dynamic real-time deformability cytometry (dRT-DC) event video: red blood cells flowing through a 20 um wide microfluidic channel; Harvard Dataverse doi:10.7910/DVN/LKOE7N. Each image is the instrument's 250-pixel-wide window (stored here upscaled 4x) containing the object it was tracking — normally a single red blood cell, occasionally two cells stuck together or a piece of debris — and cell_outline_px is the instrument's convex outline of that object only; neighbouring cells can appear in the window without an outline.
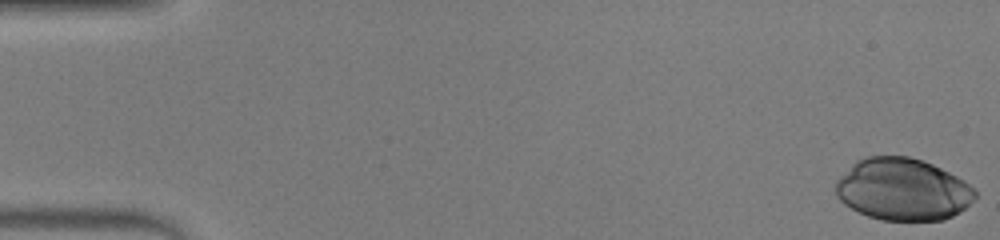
{"species": "human", "species_latin": "Homo sapiens", "temperature_condition": "warm", "stored_images_in_passage": 48, "camera_frame_rate_fps": 3000, "um_per_image_px": 0.085, "donor": {"sex": "male"}, "frame": {"image": 1, "passage_image": 1, "time_ms": 0.0, "image_size_px": [1000, 240], "cell_outline_px": [[976, 196], [960, 212], [944, 220], [880, 220], [868, 216], [844, 204], [836, 196], [836, 180], [856, 160], [868, 156], [908, 156], [932, 164], [964, 180], [976, 192]], "centroid_in_image_um": [76.71, 16.1], "position_along_channel_um": 8.3, "area_um2": 50.17}}
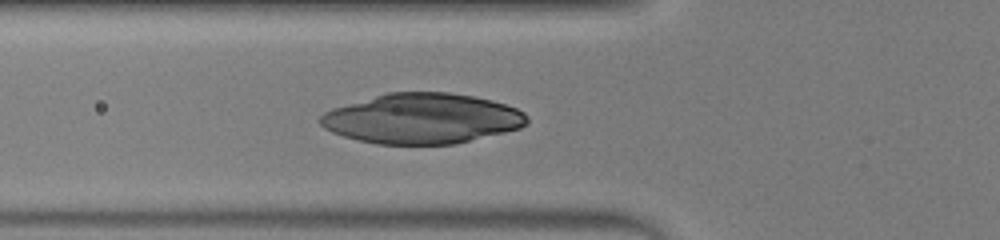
{"frame": {"image": 2, "passage_image": 18, "time_ms": 5.667, "image_size_px": [1000, 240], "cell_outline_px": [[528, 120], [520, 128], [456, 144], [376, 144], [344, 136], [332, 132], [324, 128], [316, 120], [324, 112], [332, 108], [388, 92], [448, 92], [472, 96], [492, 100], [516, 108], [524, 112], [528, 116]], "centroid_in_image_um": [35.86, 10.08], "position_along_channel_um": 89.9, "area_um2": 60.4}}
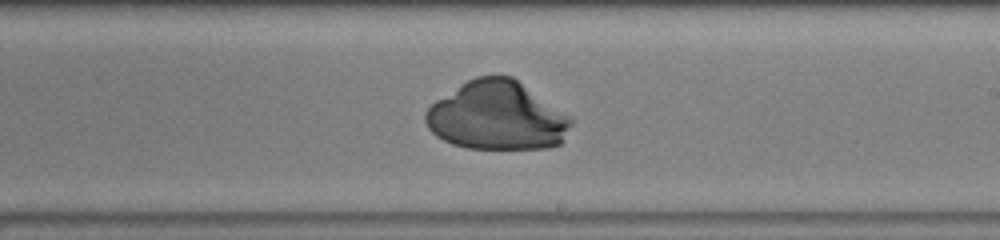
{"frame": {"image": 3, "passage_image": 29, "time_ms": 9.333, "image_size_px": [1000, 240], "cell_outline_px": [[572, 124], [564, 140], [560, 144], [548, 148], [468, 148], [452, 144], [436, 136], [428, 128], [424, 120], [424, 112], [436, 100], [460, 84], [476, 76], [512, 76], [572, 116]], "centroid_in_image_um": [42.26, 9.85], "position_along_channel_um": 246.7, "area_um2": 58.44}}